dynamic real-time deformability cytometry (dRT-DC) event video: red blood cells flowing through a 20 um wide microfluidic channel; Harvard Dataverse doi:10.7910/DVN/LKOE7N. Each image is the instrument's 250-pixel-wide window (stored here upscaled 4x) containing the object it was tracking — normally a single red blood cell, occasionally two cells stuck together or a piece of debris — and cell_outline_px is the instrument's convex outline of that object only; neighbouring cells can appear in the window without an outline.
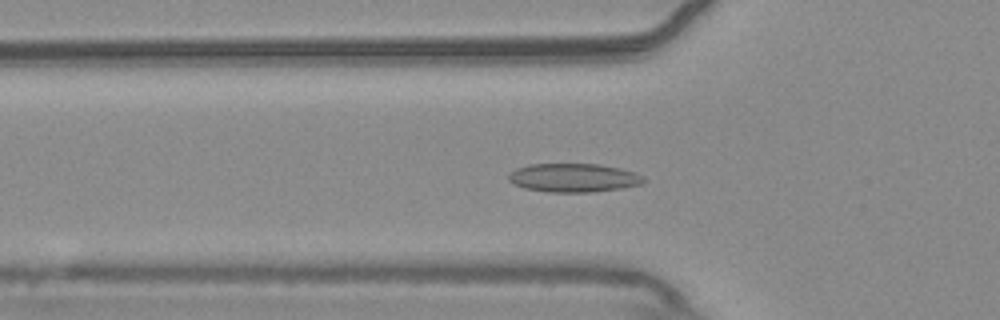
{"species": "common noctule bat (a hibernating species)", "species_latin": "Nyctalus noctula", "temperature_condition": "warm", "stored_images_in_passage": 34, "camera_frame_rate_fps": 3000, "um_per_image_px": 0.085, "animal": {"sex": "male", "body_mass_g": 20.4}, "frame": {"image": 1, "passage_image": 9, "time_ms": 2.667, "image_size_px": [1000, 320], "cell_outline_px": [[648, 180], [644, 184], [624, 188], [592, 192], [548, 192], [524, 188], [508, 180], [508, 176], [516, 168], [528, 164], [600, 164], [620, 168], [636, 172], [644, 176]], "centroid_in_image_um": [48.84, 15.11], "position_along_channel_um": 77.0, "area_um2": 22.83}}
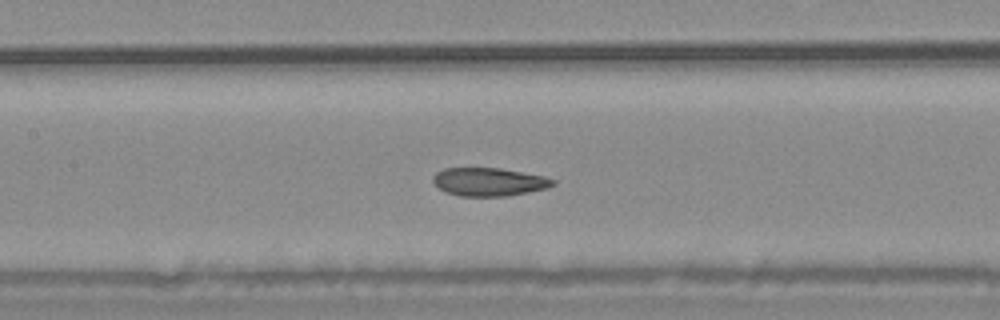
{"frame": {"image": 2, "passage_image": 16, "time_ms": 5.0, "image_size_px": [1000, 320], "cell_outline_px": [[556, 184], [548, 188], [508, 196], [460, 196], [444, 192], [432, 180], [432, 176], [436, 172], [444, 168], [500, 168], [544, 176], [556, 180]], "centroid_in_image_um": [41.57, 15.46], "position_along_channel_um": 165.8, "area_um2": 19.83}}
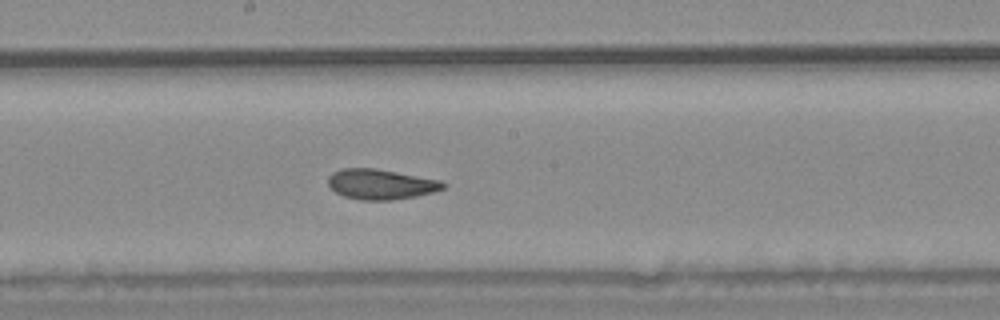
{"frame": {"image": 3, "passage_image": 20, "time_ms": 6.333, "image_size_px": [1000, 320], "cell_outline_px": [[448, 184], [444, 188], [432, 192], [416, 196], [392, 200], [360, 200], [344, 196], [336, 192], [328, 184], [328, 176], [332, 172], [344, 168], [376, 168], [440, 180]], "centroid_in_image_um": [32.37, 15.65], "position_along_channel_um": 215.8, "area_um2": 20.23}, "authors_computed_cell_mechanics": {"area_um2": 20.3167, "velocity_mm_per_s": 3.7582, "shape_relaxation_time_tau1_ms": 7.9195, "shape_relaxation_time_tau2_ms": 1.8047, "deformation_change_tau1": 0.1556, "deformation_change_tau2": 0.0711}}